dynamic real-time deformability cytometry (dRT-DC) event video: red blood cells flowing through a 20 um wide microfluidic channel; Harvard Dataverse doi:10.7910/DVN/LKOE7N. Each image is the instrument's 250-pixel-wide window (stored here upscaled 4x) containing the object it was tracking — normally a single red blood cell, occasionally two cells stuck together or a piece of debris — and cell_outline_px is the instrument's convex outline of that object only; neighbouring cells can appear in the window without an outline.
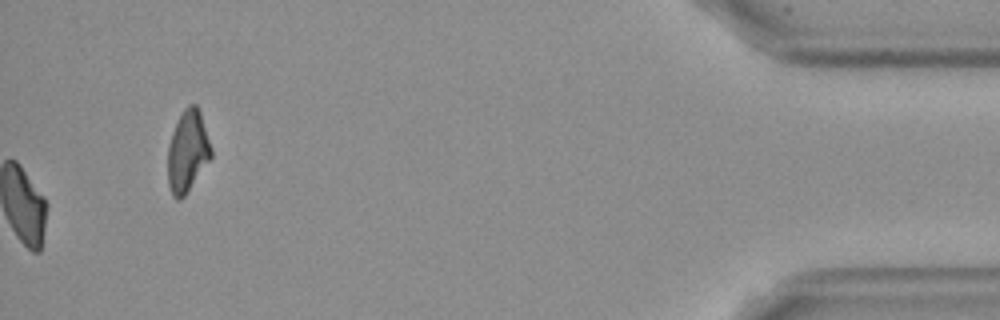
{"species": "Egyptian fruit bat (a non-hibernating species)", "species_latin": "Rousettus aegyptiacus", "temperature_condition": "cold", "stored_images_in_passage": 46, "camera_frame_rate_fps": 3000, "um_per_image_px": 0.085, "frame": {"image": 1, "passage_image": 46, "time_ms": 15.0, "image_size_px": [1000, 320], "cell_outline_px": [[212, 156], [184, 196], [180, 200], [176, 200], [172, 196], [168, 184], [168, 144], [172, 132], [184, 108], [188, 104], [196, 104], [200, 112], [212, 148]], "centroid_in_image_um": [15.93, 12.87], "position_along_channel_um": 419.3, "area_um2": 20.46}, "authors_computed_cell_mechanics": {"area_um2": 22.3686, "velocity_mm_per_s": 3.5969, "shape_relaxation_time_tau1_ms": null, "shape_relaxation_time_tau2_ms": 11.3256, "deformation_change_tau1": null, "deformation_change_tau2": 0.1602}}